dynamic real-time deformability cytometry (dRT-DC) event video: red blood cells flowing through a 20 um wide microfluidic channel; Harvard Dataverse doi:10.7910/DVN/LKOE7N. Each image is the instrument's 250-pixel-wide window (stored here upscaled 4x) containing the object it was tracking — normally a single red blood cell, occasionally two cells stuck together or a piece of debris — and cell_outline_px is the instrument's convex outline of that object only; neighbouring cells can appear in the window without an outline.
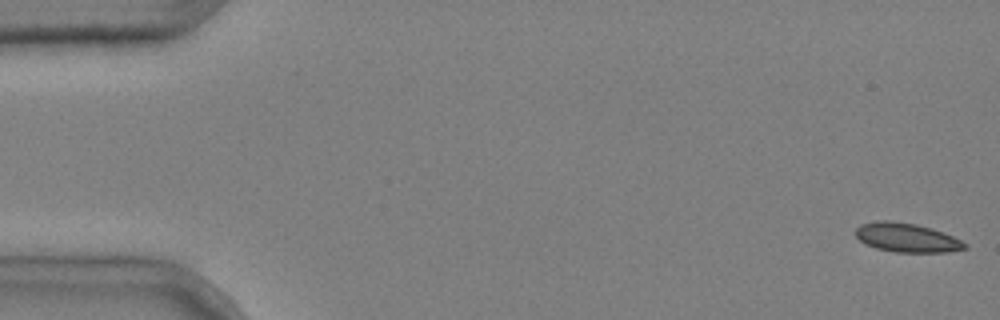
{"species": "common noctule bat (a hibernating species)", "species_latin": "Nyctalus noctula", "temperature_condition": "cold", "stored_images_in_passage": 6, "camera_frame_rate_fps": 3000, "um_per_image_px": 0.085, "animal": {"sex": "male", "body_mass_g": 20.4}, "frame": {"image": 1, "passage_image": 1, "time_ms": 0.0, "image_size_px": [1000, 320], "cell_outline_px": [[968, 248], [948, 252], [896, 252], [876, 248], [864, 244], [856, 236], [856, 228], [860, 224], [876, 220], [888, 220], [916, 224], [952, 236], [968, 244]], "centroid_in_image_um": [77.04, 20.2], "position_along_channel_um": 8.0, "area_um2": 18.38}}
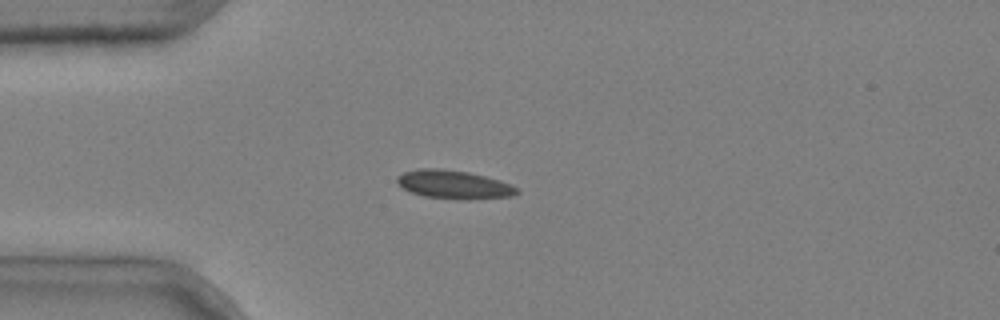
{"frame": {"image": 2, "passage_image": 4, "time_ms": 1.0, "image_size_px": [1000, 320], "cell_outline_px": [[520, 192], [512, 196], [468, 200], [460, 200], [424, 196], [412, 192], [404, 188], [396, 180], [396, 176], [404, 172], [416, 168], [440, 168], [468, 172], [500, 180], [520, 188]], "centroid_in_image_um": [38.61, 15.69], "position_along_channel_um": 46.4, "area_um2": 20.06}}